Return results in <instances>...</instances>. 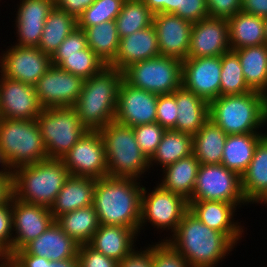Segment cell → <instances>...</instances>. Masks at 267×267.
Instances as JSON below:
<instances>
[{
	"label": "cell",
	"instance_id": "cell-1",
	"mask_svg": "<svg viewBox=\"0 0 267 267\" xmlns=\"http://www.w3.org/2000/svg\"><path fill=\"white\" fill-rule=\"evenodd\" d=\"M141 180L110 177L96 179L93 206L99 224L132 228L138 234L141 218Z\"/></svg>",
	"mask_w": 267,
	"mask_h": 267
},
{
	"label": "cell",
	"instance_id": "cell-2",
	"mask_svg": "<svg viewBox=\"0 0 267 267\" xmlns=\"http://www.w3.org/2000/svg\"><path fill=\"white\" fill-rule=\"evenodd\" d=\"M171 235L163 241L182 255L190 267H215L235 246L223 233L206 226L189 210Z\"/></svg>",
	"mask_w": 267,
	"mask_h": 267
},
{
	"label": "cell",
	"instance_id": "cell-3",
	"mask_svg": "<svg viewBox=\"0 0 267 267\" xmlns=\"http://www.w3.org/2000/svg\"><path fill=\"white\" fill-rule=\"evenodd\" d=\"M122 80V72L111 66H105L99 73L85 79L73 108L87 130L99 131L115 120L118 90Z\"/></svg>",
	"mask_w": 267,
	"mask_h": 267
},
{
	"label": "cell",
	"instance_id": "cell-4",
	"mask_svg": "<svg viewBox=\"0 0 267 267\" xmlns=\"http://www.w3.org/2000/svg\"><path fill=\"white\" fill-rule=\"evenodd\" d=\"M70 176L62 159L47 158L12 171L11 190L15 199L51 207Z\"/></svg>",
	"mask_w": 267,
	"mask_h": 267
},
{
	"label": "cell",
	"instance_id": "cell-5",
	"mask_svg": "<svg viewBox=\"0 0 267 267\" xmlns=\"http://www.w3.org/2000/svg\"><path fill=\"white\" fill-rule=\"evenodd\" d=\"M209 119L227 135L262 133L265 124V94L250 91L219 96L209 102Z\"/></svg>",
	"mask_w": 267,
	"mask_h": 267
},
{
	"label": "cell",
	"instance_id": "cell-6",
	"mask_svg": "<svg viewBox=\"0 0 267 267\" xmlns=\"http://www.w3.org/2000/svg\"><path fill=\"white\" fill-rule=\"evenodd\" d=\"M107 158V175L140 179L149 167V160L142 153L133 128L111 121L99 130Z\"/></svg>",
	"mask_w": 267,
	"mask_h": 267
},
{
	"label": "cell",
	"instance_id": "cell-7",
	"mask_svg": "<svg viewBox=\"0 0 267 267\" xmlns=\"http://www.w3.org/2000/svg\"><path fill=\"white\" fill-rule=\"evenodd\" d=\"M0 149L11 171L48 158L36 119L0 118Z\"/></svg>",
	"mask_w": 267,
	"mask_h": 267
},
{
	"label": "cell",
	"instance_id": "cell-8",
	"mask_svg": "<svg viewBox=\"0 0 267 267\" xmlns=\"http://www.w3.org/2000/svg\"><path fill=\"white\" fill-rule=\"evenodd\" d=\"M36 121L48 158L62 159L88 131L73 107L45 108Z\"/></svg>",
	"mask_w": 267,
	"mask_h": 267
},
{
	"label": "cell",
	"instance_id": "cell-9",
	"mask_svg": "<svg viewBox=\"0 0 267 267\" xmlns=\"http://www.w3.org/2000/svg\"><path fill=\"white\" fill-rule=\"evenodd\" d=\"M122 74L130 86L158 95L172 94L181 87L182 61L160 55L133 63Z\"/></svg>",
	"mask_w": 267,
	"mask_h": 267
},
{
	"label": "cell",
	"instance_id": "cell-10",
	"mask_svg": "<svg viewBox=\"0 0 267 267\" xmlns=\"http://www.w3.org/2000/svg\"><path fill=\"white\" fill-rule=\"evenodd\" d=\"M190 200H213L236 206L249 204L242 192L241 176L223 164H200Z\"/></svg>",
	"mask_w": 267,
	"mask_h": 267
},
{
	"label": "cell",
	"instance_id": "cell-11",
	"mask_svg": "<svg viewBox=\"0 0 267 267\" xmlns=\"http://www.w3.org/2000/svg\"><path fill=\"white\" fill-rule=\"evenodd\" d=\"M143 187L139 232L146 222L162 230L174 233L183 215L189 210L188 201L180 195L163 189L160 185L150 193ZM147 194V195H146ZM144 224V225H143Z\"/></svg>",
	"mask_w": 267,
	"mask_h": 267
},
{
	"label": "cell",
	"instance_id": "cell-12",
	"mask_svg": "<svg viewBox=\"0 0 267 267\" xmlns=\"http://www.w3.org/2000/svg\"><path fill=\"white\" fill-rule=\"evenodd\" d=\"M62 160L72 176L94 179L108 176L105 145L99 131H86Z\"/></svg>",
	"mask_w": 267,
	"mask_h": 267
},
{
	"label": "cell",
	"instance_id": "cell-13",
	"mask_svg": "<svg viewBox=\"0 0 267 267\" xmlns=\"http://www.w3.org/2000/svg\"><path fill=\"white\" fill-rule=\"evenodd\" d=\"M0 55V73L34 86L52 66L51 56L38 47L12 45Z\"/></svg>",
	"mask_w": 267,
	"mask_h": 267
},
{
	"label": "cell",
	"instance_id": "cell-14",
	"mask_svg": "<svg viewBox=\"0 0 267 267\" xmlns=\"http://www.w3.org/2000/svg\"><path fill=\"white\" fill-rule=\"evenodd\" d=\"M84 81L81 77L52 65L34 87L44 109L73 107L83 89Z\"/></svg>",
	"mask_w": 267,
	"mask_h": 267
},
{
	"label": "cell",
	"instance_id": "cell-15",
	"mask_svg": "<svg viewBox=\"0 0 267 267\" xmlns=\"http://www.w3.org/2000/svg\"><path fill=\"white\" fill-rule=\"evenodd\" d=\"M12 254L43 234L54 219L49 207L27 203L11 195Z\"/></svg>",
	"mask_w": 267,
	"mask_h": 267
},
{
	"label": "cell",
	"instance_id": "cell-16",
	"mask_svg": "<svg viewBox=\"0 0 267 267\" xmlns=\"http://www.w3.org/2000/svg\"><path fill=\"white\" fill-rule=\"evenodd\" d=\"M221 56L186 58L182 61L181 86L212 101L220 96Z\"/></svg>",
	"mask_w": 267,
	"mask_h": 267
},
{
	"label": "cell",
	"instance_id": "cell-17",
	"mask_svg": "<svg viewBox=\"0 0 267 267\" xmlns=\"http://www.w3.org/2000/svg\"><path fill=\"white\" fill-rule=\"evenodd\" d=\"M158 94L135 88L121 81L115 120L121 124L135 127L156 122Z\"/></svg>",
	"mask_w": 267,
	"mask_h": 267
},
{
	"label": "cell",
	"instance_id": "cell-18",
	"mask_svg": "<svg viewBox=\"0 0 267 267\" xmlns=\"http://www.w3.org/2000/svg\"><path fill=\"white\" fill-rule=\"evenodd\" d=\"M0 75V118L36 119L44 108L35 87Z\"/></svg>",
	"mask_w": 267,
	"mask_h": 267
},
{
	"label": "cell",
	"instance_id": "cell-19",
	"mask_svg": "<svg viewBox=\"0 0 267 267\" xmlns=\"http://www.w3.org/2000/svg\"><path fill=\"white\" fill-rule=\"evenodd\" d=\"M230 50L228 19L207 17L193 23L188 57H217Z\"/></svg>",
	"mask_w": 267,
	"mask_h": 267
},
{
	"label": "cell",
	"instance_id": "cell-20",
	"mask_svg": "<svg viewBox=\"0 0 267 267\" xmlns=\"http://www.w3.org/2000/svg\"><path fill=\"white\" fill-rule=\"evenodd\" d=\"M152 25L157 33L161 56L181 61L188 58L192 22L173 13H158L154 14Z\"/></svg>",
	"mask_w": 267,
	"mask_h": 267
},
{
	"label": "cell",
	"instance_id": "cell-21",
	"mask_svg": "<svg viewBox=\"0 0 267 267\" xmlns=\"http://www.w3.org/2000/svg\"><path fill=\"white\" fill-rule=\"evenodd\" d=\"M189 211L211 229L223 233L234 245L242 239L241 223L234 222L237 206L232 203L213 200H190Z\"/></svg>",
	"mask_w": 267,
	"mask_h": 267
},
{
	"label": "cell",
	"instance_id": "cell-22",
	"mask_svg": "<svg viewBox=\"0 0 267 267\" xmlns=\"http://www.w3.org/2000/svg\"><path fill=\"white\" fill-rule=\"evenodd\" d=\"M15 27L17 46L38 47L45 21L55 6L54 0H20Z\"/></svg>",
	"mask_w": 267,
	"mask_h": 267
},
{
	"label": "cell",
	"instance_id": "cell-23",
	"mask_svg": "<svg viewBox=\"0 0 267 267\" xmlns=\"http://www.w3.org/2000/svg\"><path fill=\"white\" fill-rule=\"evenodd\" d=\"M160 56L157 33L153 25L120 38L115 59L108 65L123 71L130 65Z\"/></svg>",
	"mask_w": 267,
	"mask_h": 267
},
{
	"label": "cell",
	"instance_id": "cell-24",
	"mask_svg": "<svg viewBox=\"0 0 267 267\" xmlns=\"http://www.w3.org/2000/svg\"><path fill=\"white\" fill-rule=\"evenodd\" d=\"M78 248L79 244L68 236L54 220L43 234L13 254H33L46 257L50 261H61L76 258Z\"/></svg>",
	"mask_w": 267,
	"mask_h": 267
},
{
	"label": "cell",
	"instance_id": "cell-25",
	"mask_svg": "<svg viewBox=\"0 0 267 267\" xmlns=\"http://www.w3.org/2000/svg\"><path fill=\"white\" fill-rule=\"evenodd\" d=\"M137 236L138 233L132 228L99 224L88 245L108 258L120 262L135 249Z\"/></svg>",
	"mask_w": 267,
	"mask_h": 267
},
{
	"label": "cell",
	"instance_id": "cell-26",
	"mask_svg": "<svg viewBox=\"0 0 267 267\" xmlns=\"http://www.w3.org/2000/svg\"><path fill=\"white\" fill-rule=\"evenodd\" d=\"M177 104L174 131L195 135L209 120V102L182 86L175 90Z\"/></svg>",
	"mask_w": 267,
	"mask_h": 267
},
{
	"label": "cell",
	"instance_id": "cell-27",
	"mask_svg": "<svg viewBox=\"0 0 267 267\" xmlns=\"http://www.w3.org/2000/svg\"><path fill=\"white\" fill-rule=\"evenodd\" d=\"M95 185L94 178L70 175L50 207L53 219L56 220L65 213L93 205Z\"/></svg>",
	"mask_w": 267,
	"mask_h": 267
},
{
	"label": "cell",
	"instance_id": "cell-28",
	"mask_svg": "<svg viewBox=\"0 0 267 267\" xmlns=\"http://www.w3.org/2000/svg\"><path fill=\"white\" fill-rule=\"evenodd\" d=\"M199 167L200 163L194 154L179 159L163 168L164 177L159 185L165 190L180 195L189 202L195 187Z\"/></svg>",
	"mask_w": 267,
	"mask_h": 267
},
{
	"label": "cell",
	"instance_id": "cell-29",
	"mask_svg": "<svg viewBox=\"0 0 267 267\" xmlns=\"http://www.w3.org/2000/svg\"><path fill=\"white\" fill-rule=\"evenodd\" d=\"M243 195L248 203L255 204L267 192V134L259 141L253 158L241 175Z\"/></svg>",
	"mask_w": 267,
	"mask_h": 267
},
{
	"label": "cell",
	"instance_id": "cell-30",
	"mask_svg": "<svg viewBox=\"0 0 267 267\" xmlns=\"http://www.w3.org/2000/svg\"><path fill=\"white\" fill-rule=\"evenodd\" d=\"M265 19L260 16L237 12L228 19L231 51L266 44Z\"/></svg>",
	"mask_w": 267,
	"mask_h": 267
},
{
	"label": "cell",
	"instance_id": "cell-31",
	"mask_svg": "<svg viewBox=\"0 0 267 267\" xmlns=\"http://www.w3.org/2000/svg\"><path fill=\"white\" fill-rule=\"evenodd\" d=\"M267 133L227 135L221 164L240 176L250 164L256 146Z\"/></svg>",
	"mask_w": 267,
	"mask_h": 267
},
{
	"label": "cell",
	"instance_id": "cell-32",
	"mask_svg": "<svg viewBox=\"0 0 267 267\" xmlns=\"http://www.w3.org/2000/svg\"><path fill=\"white\" fill-rule=\"evenodd\" d=\"M252 91L267 94V44L233 50Z\"/></svg>",
	"mask_w": 267,
	"mask_h": 267
},
{
	"label": "cell",
	"instance_id": "cell-33",
	"mask_svg": "<svg viewBox=\"0 0 267 267\" xmlns=\"http://www.w3.org/2000/svg\"><path fill=\"white\" fill-rule=\"evenodd\" d=\"M227 134L210 119L193 135V154L200 164H221Z\"/></svg>",
	"mask_w": 267,
	"mask_h": 267
},
{
	"label": "cell",
	"instance_id": "cell-34",
	"mask_svg": "<svg viewBox=\"0 0 267 267\" xmlns=\"http://www.w3.org/2000/svg\"><path fill=\"white\" fill-rule=\"evenodd\" d=\"M76 27V17L54 6L45 21L38 48L45 54L52 56Z\"/></svg>",
	"mask_w": 267,
	"mask_h": 267
},
{
	"label": "cell",
	"instance_id": "cell-35",
	"mask_svg": "<svg viewBox=\"0 0 267 267\" xmlns=\"http://www.w3.org/2000/svg\"><path fill=\"white\" fill-rule=\"evenodd\" d=\"M56 222L79 245L88 244L99 227L93 205L65 213L59 216Z\"/></svg>",
	"mask_w": 267,
	"mask_h": 267
},
{
	"label": "cell",
	"instance_id": "cell-36",
	"mask_svg": "<svg viewBox=\"0 0 267 267\" xmlns=\"http://www.w3.org/2000/svg\"><path fill=\"white\" fill-rule=\"evenodd\" d=\"M193 154V136L188 133L166 130L155 154L149 160V167L155 163L162 169L179 159ZM154 164V165H153Z\"/></svg>",
	"mask_w": 267,
	"mask_h": 267
},
{
	"label": "cell",
	"instance_id": "cell-37",
	"mask_svg": "<svg viewBox=\"0 0 267 267\" xmlns=\"http://www.w3.org/2000/svg\"><path fill=\"white\" fill-rule=\"evenodd\" d=\"M87 46L108 66L118 51L120 37L115 20L87 27Z\"/></svg>",
	"mask_w": 267,
	"mask_h": 267
},
{
	"label": "cell",
	"instance_id": "cell-38",
	"mask_svg": "<svg viewBox=\"0 0 267 267\" xmlns=\"http://www.w3.org/2000/svg\"><path fill=\"white\" fill-rule=\"evenodd\" d=\"M53 66L68 71L71 74L88 79L107 66L88 46L73 54H53Z\"/></svg>",
	"mask_w": 267,
	"mask_h": 267
},
{
	"label": "cell",
	"instance_id": "cell-39",
	"mask_svg": "<svg viewBox=\"0 0 267 267\" xmlns=\"http://www.w3.org/2000/svg\"><path fill=\"white\" fill-rule=\"evenodd\" d=\"M154 13L143 0H127L115 19L120 38L133 34L153 24Z\"/></svg>",
	"mask_w": 267,
	"mask_h": 267
},
{
	"label": "cell",
	"instance_id": "cell-40",
	"mask_svg": "<svg viewBox=\"0 0 267 267\" xmlns=\"http://www.w3.org/2000/svg\"><path fill=\"white\" fill-rule=\"evenodd\" d=\"M220 96L241 95L252 91L245 82L238 56L229 51L221 55Z\"/></svg>",
	"mask_w": 267,
	"mask_h": 267
},
{
	"label": "cell",
	"instance_id": "cell-41",
	"mask_svg": "<svg viewBox=\"0 0 267 267\" xmlns=\"http://www.w3.org/2000/svg\"><path fill=\"white\" fill-rule=\"evenodd\" d=\"M123 3L124 0H95L78 16L77 27L85 30L87 27L115 20Z\"/></svg>",
	"mask_w": 267,
	"mask_h": 267
},
{
	"label": "cell",
	"instance_id": "cell-42",
	"mask_svg": "<svg viewBox=\"0 0 267 267\" xmlns=\"http://www.w3.org/2000/svg\"><path fill=\"white\" fill-rule=\"evenodd\" d=\"M132 128L142 153L150 160L155 154L166 129L157 122Z\"/></svg>",
	"mask_w": 267,
	"mask_h": 267
},
{
	"label": "cell",
	"instance_id": "cell-43",
	"mask_svg": "<svg viewBox=\"0 0 267 267\" xmlns=\"http://www.w3.org/2000/svg\"><path fill=\"white\" fill-rule=\"evenodd\" d=\"M152 264L153 267H190L187 260L163 240L152 245Z\"/></svg>",
	"mask_w": 267,
	"mask_h": 267
},
{
	"label": "cell",
	"instance_id": "cell-44",
	"mask_svg": "<svg viewBox=\"0 0 267 267\" xmlns=\"http://www.w3.org/2000/svg\"><path fill=\"white\" fill-rule=\"evenodd\" d=\"M177 104L175 91L172 94L158 95L156 107V122L166 130L173 129L176 125Z\"/></svg>",
	"mask_w": 267,
	"mask_h": 267
},
{
	"label": "cell",
	"instance_id": "cell-45",
	"mask_svg": "<svg viewBox=\"0 0 267 267\" xmlns=\"http://www.w3.org/2000/svg\"><path fill=\"white\" fill-rule=\"evenodd\" d=\"M78 262L80 267H118V262L94 250L88 244L79 245Z\"/></svg>",
	"mask_w": 267,
	"mask_h": 267
},
{
	"label": "cell",
	"instance_id": "cell-46",
	"mask_svg": "<svg viewBox=\"0 0 267 267\" xmlns=\"http://www.w3.org/2000/svg\"><path fill=\"white\" fill-rule=\"evenodd\" d=\"M178 16L192 23L209 17L206 0H179Z\"/></svg>",
	"mask_w": 267,
	"mask_h": 267
},
{
	"label": "cell",
	"instance_id": "cell-47",
	"mask_svg": "<svg viewBox=\"0 0 267 267\" xmlns=\"http://www.w3.org/2000/svg\"><path fill=\"white\" fill-rule=\"evenodd\" d=\"M209 17L229 19L241 11V0H206Z\"/></svg>",
	"mask_w": 267,
	"mask_h": 267
},
{
	"label": "cell",
	"instance_id": "cell-48",
	"mask_svg": "<svg viewBox=\"0 0 267 267\" xmlns=\"http://www.w3.org/2000/svg\"><path fill=\"white\" fill-rule=\"evenodd\" d=\"M12 212L11 196L0 205V242L9 250L12 255Z\"/></svg>",
	"mask_w": 267,
	"mask_h": 267
},
{
	"label": "cell",
	"instance_id": "cell-49",
	"mask_svg": "<svg viewBox=\"0 0 267 267\" xmlns=\"http://www.w3.org/2000/svg\"><path fill=\"white\" fill-rule=\"evenodd\" d=\"M87 47V37L83 29L76 27L61 43L54 54H73Z\"/></svg>",
	"mask_w": 267,
	"mask_h": 267
},
{
	"label": "cell",
	"instance_id": "cell-50",
	"mask_svg": "<svg viewBox=\"0 0 267 267\" xmlns=\"http://www.w3.org/2000/svg\"><path fill=\"white\" fill-rule=\"evenodd\" d=\"M146 250H133L130 254L118 262V267H153L152 264V245Z\"/></svg>",
	"mask_w": 267,
	"mask_h": 267
},
{
	"label": "cell",
	"instance_id": "cell-51",
	"mask_svg": "<svg viewBox=\"0 0 267 267\" xmlns=\"http://www.w3.org/2000/svg\"><path fill=\"white\" fill-rule=\"evenodd\" d=\"M50 259L33 254H12L11 265L13 267H47Z\"/></svg>",
	"mask_w": 267,
	"mask_h": 267
},
{
	"label": "cell",
	"instance_id": "cell-52",
	"mask_svg": "<svg viewBox=\"0 0 267 267\" xmlns=\"http://www.w3.org/2000/svg\"><path fill=\"white\" fill-rule=\"evenodd\" d=\"M95 0H54L55 6L78 18Z\"/></svg>",
	"mask_w": 267,
	"mask_h": 267
},
{
	"label": "cell",
	"instance_id": "cell-53",
	"mask_svg": "<svg viewBox=\"0 0 267 267\" xmlns=\"http://www.w3.org/2000/svg\"><path fill=\"white\" fill-rule=\"evenodd\" d=\"M154 13H173L178 16L179 0H143Z\"/></svg>",
	"mask_w": 267,
	"mask_h": 267
},
{
	"label": "cell",
	"instance_id": "cell-54",
	"mask_svg": "<svg viewBox=\"0 0 267 267\" xmlns=\"http://www.w3.org/2000/svg\"><path fill=\"white\" fill-rule=\"evenodd\" d=\"M241 11L267 18V0H241Z\"/></svg>",
	"mask_w": 267,
	"mask_h": 267
},
{
	"label": "cell",
	"instance_id": "cell-55",
	"mask_svg": "<svg viewBox=\"0 0 267 267\" xmlns=\"http://www.w3.org/2000/svg\"><path fill=\"white\" fill-rule=\"evenodd\" d=\"M12 195L11 176H0V205Z\"/></svg>",
	"mask_w": 267,
	"mask_h": 267
},
{
	"label": "cell",
	"instance_id": "cell-56",
	"mask_svg": "<svg viewBox=\"0 0 267 267\" xmlns=\"http://www.w3.org/2000/svg\"><path fill=\"white\" fill-rule=\"evenodd\" d=\"M47 267H80L78 257L61 261H49Z\"/></svg>",
	"mask_w": 267,
	"mask_h": 267
},
{
	"label": "cell",
	"instance_id": "cell-57",
	"mask_svg": "<svg viewBox=\"0 0 267 267\" xmlns=\"http://www.w3.org/2000/svg\"><path fill=\"white\" fill-rule=\"evenodd\" d=\"M0 267L9 266L11 264V255L9 250L0 242Z\"/></svg>",
	"mask_w": 267,
	"mask_h": 267
},
{
	"label": "cell",
	"instance_id": "cell-58",
	"mask_svg": "<svg viewBox=\"0 0 267 267\" xmlns=\"http://www.w3.org/2000/svg\"><path fill=\"white\" fill-rule=\"evenodd\" d=\"M0 164L2 167V169H0V176H12V171L8 167V164L6 163V161L4 159L2 152H1V149H0Z\"/></svg>",
	"mask_w": 267,
	"mask_h": 267
},
{
	"label": "cell",
	"instance_id": "cell-59",
	"mask_svg": "<svg viewBox=\"0 0 267 267\" xmlns=\"http://www.w3.org/2000/svg\"><path fill=\"white\" fill-rule=\"evenodd\" d=\"M257 203L267 204V192L261 197V199Z\"/></svg>",
	"mask_w": 267,
	"mask_h": 267
},
{
	"label": "cell",
	"instance_id": "cell-60",
	"mask_svg": "<svg viewBox=\"0 0 267 267\" xmlns=\"http://www.w3.org/2000/svg\"><path fill=\"white\" fill-rule=\"evenodd\" d=\"M265 124H267V94H265Z\"/></svg>",
	"mask_w": 267,
	"mask_h": 267
},
{
	"label": "cell",
	"instance_id": "cell-61",
	"mask_svg": "<svg viewBox=\"0 0 267 267\" xmlns=\"http://www.w3.org/2000/svg\"><path fill=\"white\" fill-rule=\"evenodd\" d=\"M264 32H265V38H266V44H267V18H265V22H264Z\"/></svg>",
	"mask_w": 267,
	"mask_h": 267
}]
</instances>
